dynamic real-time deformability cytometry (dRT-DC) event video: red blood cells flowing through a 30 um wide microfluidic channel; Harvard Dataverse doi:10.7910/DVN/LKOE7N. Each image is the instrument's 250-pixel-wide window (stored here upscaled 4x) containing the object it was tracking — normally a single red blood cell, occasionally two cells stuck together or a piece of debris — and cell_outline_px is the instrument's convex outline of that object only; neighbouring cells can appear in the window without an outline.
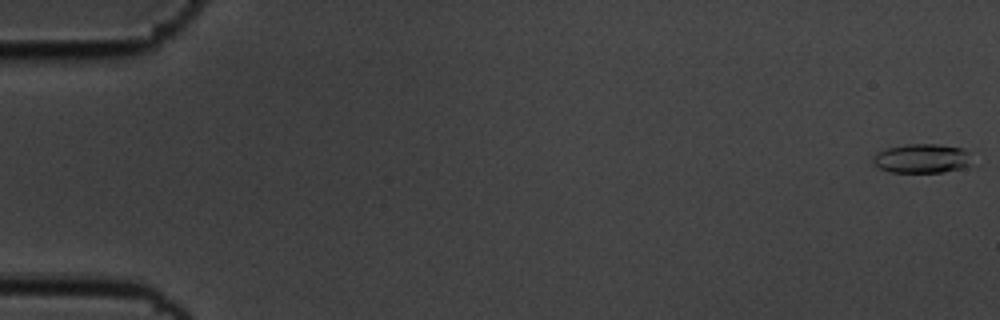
{"species": "common noctule bat (a hibernating species)", "species_latin": "Nyctalus noctula", "temperature_condition": "cold", "stored_images_in_passage": 56, "camera_frame_rate_fps": 3000, "um_per_image_px": 0.085, "animal": {"sex": "male", "body_mass_g": 19.5, "forearm_length_mm": 54.6}, "frame": {"image": 1, "passage_image": 1, "time_ms": 0.0, "image_size_px": [1000, 320], "cell_outline_px": [[972, 164], [964, 168], [944, 172], [888, 172], [872, 164], [872, 156], [876, 152], [888, 148], [908, 144], [940, 144], [964, 148], [968, 152]], "centroid_in_image_um": [78.36, 13.47], "position_along_channel_um": 6.6, "area_um2": 17.11}}
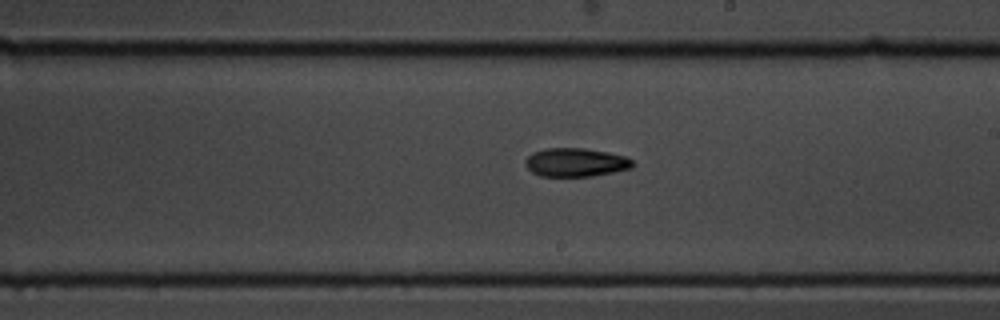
{"frame": {"image": 2, "passage_image": 33, "time_ms": 10.667, "image_size_px": [1000, 320], "cell_outline_px": [[636, 164], [632, 168], [592, 176], [540, 176], [532, 172], [524, 164], [524, 160], [532, 152], [544, 148], [584, 148], [608, 152], [624, 156], [632, 160]], "centroid_in_image_um": [48.92, 13.79], "position_along_channel_um": 240.1, "area_um2": 17.98}}
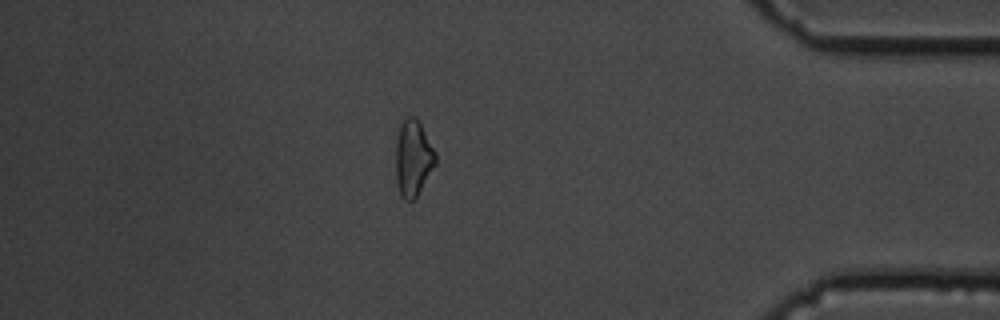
{"frame": {"image": 3, "passage_image": 49, "time_ms": 16.0, "image_size_px": [1000, 320], "cell_outline_px": [[436, 164], [416, 196], [412, 200], [404, 200], [400, 196], [396, 180], [396, 144], [400, 124], [408, 116], [416, 116], [436, 152]], "centroid_in_image_um": [35.11, 13.43], "position_along_channel_um": 400.1, "area_um2": 17.57}, "authors_computed_cell_mechanics": {"area_um2": 17.2533, "velocity_mm_per_s": 3.6382, "shape_relaxation_time_tau1_ms": 2.9341, "shape_relaxation_time_tau2_ms": null, "deformation_change_tau1": 0.1574, "deformation_change_tau2": null}}